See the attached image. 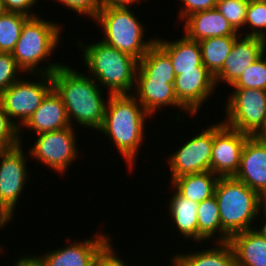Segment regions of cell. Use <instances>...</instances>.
I'll return each instance as SVG.
<instances>
[{
	"mask_svg": "<svg viewBox=\"0 0 266 266\" xmlns=\"http://www.w3.org/2000/svg\"><path fill=\"white\" fill-rule=\"evenodd\" d=\"M51 79L53 89L65 105L70 125L72 126L74 119L85 128L99 131L104 121L107 101L105 102L96 81L65 64L51 74Z\"/></svg>",
	"mask_w": 266,
	"mask_h": 266,
	"instance_id": "cell-1",
	"label": "cell"
},
{
	"mask_svg": "<svg viewBox=\"0 0 266 266\" xmlns=\"http://www.w3.org/2000/svg\"><path fill=\"white\" fill-rule=\"evenodd\" d=\"M150 115L131 94L109 95L100 132L108 136L133 168L144 141L145 120Z\"/></svg>",
	"mask_w": 266,
	"mask_h": 266,
	"instance_id": "cell-2",
	"label": "cell"
},
{
	"mask_svg": "<svg viewBox=\"0 0 266 266\" xmlns=\"http://www.w3.org/2000/svg\"><path fill=\"white\" fill-rule=\"evenodd\" d=\"M215 198L220 212L221 242H229L233 234L253 229L252 222L266 208V200L234 177L219 178Z\"/></svg>",
	"mask_w": 266,
	"mask_h": 266,
	"instance_id": "cell-3",
	"label": "cell"
},
{
	"mask_svg": "<svg viewBox=\"0 0 266 266\" xmlns=\"http://www.w3.org/2000/svg\"><path fill=\"white\" fill-rule=\"evenodd\" d=\"M81 44L79 47L83 48L85 65L93 73L92 78L95 77L98 85L109 88V95L133 93L138 59L106 45L101 40L87 46Z\"/></svg>",
	"mask_w": 266,
	"mask_h": 266,
	"instance_id": "cell-4",
	"label": "cell"
},
{
	"mask_svg": "<svg viewBox=\"0 0 266 266\" xmlns=\"http://www.w3.org/2000/svg\"><path fill=\"white\" fill-rule=\"evenodd\" d=\"M60 29L61 26L57 23L45 21V19L39 18L37 15L29 17L25 21L19 40L12 51V56L22 72L28 73L30 71V74L51 75L63 64L51 62L45 68H37L58 46L61 38Z\"/></svg>",
	"mask_w": 266,
	"mask_h": 266,
	"instance_id": "cell-5",
	"label": "cell"
},
{
	"mask_svg": "<svg viewBox=\"0 0 266 266\" xmlns=\"http://www.w3.org/2000/svg\"><path fill=\"white\" fill-rule=\"evenodd\" d=\"M95 20L103 30L101 40L106 45L127 53L140 60L155 44L156 38L148 41L144 38L143 25L131 12L129 6H108L101 8Z\"/></svg>",
	"mask_w": 266,
	"mask_h": 266,
	"instance_id": "cell-6",
	"label": "cell"
},
{
	"mask_svg": "<svg viewBox=\"0 0 266 266\" xmlns=\"http://www.w3.org/2000/svg\"><path fill=\"white\" fill-rule=\"evenodd\" d=\"M24 154V155H23ZM22 145L0 149V227L11 221L17 201L29 178Z\"/></svg>",
	"mask_w": 266,
	"mask_h": 266,
	"instance_id": "cell-7",
	"label": "cell"
},
{
	"mask_svg": "<svg viewBox=\"0 0 266 266\" xmlns=\"http://www.w3.org/2000/svg\"><path fill=\"white\" fill-rule=\"evenodd\" d=\"M225 105L227 115L223 123L253 136L266 119V90L234 89Z\"/></svg>",
	"mask_w": 266,
	"mask_h": 266,
	"instance_id": "cell-8",
	"label": "cell"
},
{
	"mask_svg": "<svg viewBox=\"0 0 266 266\" xmlns=\"http://www.w3.org/2000/svg\"><path fill=\"white\" fill-rule=\"evenodd\" d=\"M40 77H42L39 78L40 82H32L29 79L25 81L20 78L0 95L5 112L19 128V132H21V127L25 122L41 105L46 95L53 89L51 75L41 74ZM18 119H21L20 122H17Z\"/></svg>",
	"mask_w": 266,
	"mask_h": 266,
	"instance_id": "cell-9",
	"label": "cell"
},
{
	"mask_svg": "<svg viewBox=\"0 0 266 266\" xmlns=\"http://www.w3.org/2000/svg\"><path fill=\"white\" fill-rule=\"evenodd\" d=\"M74 131V128L69 126L37 134V141L29 151L30 156L63 175L78 155Z\"/></svg>",
	"mask_w": 266,
	"mask_h": 266,
	"instance_id": "cell-10",
	"label": "cell"
},
{
	"mask_svg": "<svg viewBox=\"0 0 266 266\" xmlns=\"http://www.w3.org/2000/svg\"><path fill=\"white\" fill-rule=\"evenodd\" d=\"M214 141V124L186 141L168 159L171 181L185 174L211 171V154Z\"/></svg>",
	"mask_w": 266,
	"mask_h": 266,
	"instance_id": "cell-11",
	"label": "cell"
},
{
	"mask_svg": "<svg viewBox=\"0 0 266 266\" xmlns=\"http://www.w3.org/2000/svg\"><path fill=\"white\" fill-rule=\"evenodd\" d=\"M249 134L226 124H214L211 172L219 177H234L240 166L243 147Z\"/></svg>",
	"mask_w": 266,
	"mask_h": 266,
	"instance_id": "cell-12",
	"label": "cell"
},
{
	"mask_svg": "<svg viewBox=\"0 0 266 266\" xmlns=\"http://www.w3.org/2000/svg\"><path fill=\"white\" fill-rule=\"evenodd\" d=\"M92 238L50 250L43 256L35 255V257L43 266H93L96 257L110 243V240L105 233L95 234Z\"/></svg>",
	"mask_w": 266,
	"mask_h": 266,
	"instance_id": "cell-13",
	"label": "cell"
},
{
	"mask_svg": "<svg viewBox=\"0 0 266 266\" xmlns=\"http://www.w3.org/2000/svg\"><path fill=\"white\" fill-rule=\"evenodd\" d=\"M216 85L214 76L208 70H188L176 75L174 89L179 103L195 116Z\"/></svg>",
	"mask_w": 266,
	"mask_h": 266,
	"instance_id": "cell-14",
	"label": "cell"
},
{
	"mask_svg": "<svg viewBox=\"0 0 266 266\" xmlns=\"http://www.w3.org/2000/svg\"><path fill=\"white\" fill-rule=\"evenodd\" d=\"M266 52V40L260 37H238L225 59L222 69L214 76L215 83L225 82L230 86Z\"/></svg>",
	"mask_w": 266,
	"mask_h": 266,
	"instance_id": "cell-15",
	"label": "cell"
},
{
	"mask_svg": "<svg viewBox=\"0 0 266 266\" xmlns=\"http://www.w3.org/2000/svg\"><path fill=\"white\" fill-rule=\"evenodd\" d=\"M266 200V144L249 136L242 150L240 166L234 176Z\"/></svg>",
	"mask_w": 266,
	"mask_h": 266,
	"instance_id": "cell-16",
	"label": "cell"
},
{
	"mask_svg": "<svg viewBox=\"0 0 266 266\" xmlns=\"http://www.w3.org/2000/svg\"><path fill=\"white\" fill-rule=\"evenodd\" d=\"M185 36L189 40L200 41L202 39L219 36H239L229 21L215 8L193 13L185 18Z\"/></svg>",
	"mask_w": 266,
	"mask_h": 266,
	"instance_id": "cell-17",
	"label": "cell"
},
{
	"mask_svg": "<svg viewBox=\"0 0 266 266\" xmlns=\"http://www.w3.org/2000/svg\"><path fill=\"white\" fill-rule=\"evenodd\" d=\"M66 108L61 97L52 89L41 105L22 126L32 129L36 134L57 131L69 127Z\"/></svg>",
	"mask_w": 266,
	"mask_h": 266,
	"instance_id": "cell-18",
	"label": "cell"
},
{
	"mask_svg": "<svg viewBox=\"0 0 266 266\" xmlns=\"http://www.w3.org/2000/svg\"><path fill=\"white\" fill-rule=\"evenodd\" d=\"M136 91L132 93L139 101L145 111L152 117L162 106L179 107L188 112L178 101L174 84L166 83V80L159 79H136ZM137 92V93H136Z\"/></svg>",
	"mask_w": 266,
	"mask_h": 266,
	"instance_id": "cell-19",
	"label": "cell"
},
{
	"mask_svg": "<svg viewBox=\"0 0 266 266\" xmlns=\"http://www.w3.org/2000/svg\"><path fill=\"white\" fill-rule=\"evenodd\" d=\"M169 57L175 75L180 71L207 70L202 62V52L198 41L189 40L185 35L177 41H164L156 38L155 42Z\"/></svg>",
	"mask_w": 266,
	"mask_h": 266,
	"instance_id": "cell-20",
	"label": "cell"
},
{
	"mask_svg": "<svg viewBox=\"0 0 266 266\" xmlns=\"http://www.w3.org/2000/svg\"><path fill=\"white\" fill-rule=\"evenodd\" d=\"M229 243L235 254V266H266V239L250 229L233 234Z\"/></svg>",
	"mask_w": 266,
	"mask_h": 266,
	"instance_id": "cell-21",
	"label": "cell"
},
{
	"mask_svg": "<svg viewBox=\"0 0 266 266\" xmlns=\"http://www.w3.org/2000/svg\"><path fill=\"white\" fill-rule=\"evenodd\" d=\"M219 176L211 171L202 173L185 174L174 178L172 187L183 197L201 203L215 195V188Z\"/></svg>",
	"mask_w": 266,
	"mask_h": 266,
	"instance_id": "cell-22",
	"label": "cell"
},
{
	"mask_svg": "<svg viewBox=\"0 0 266 266\" xmlns=\"http://www.w3.org/2000/svg\"><path fill=\"white\" fill-rule=\"evenodd\" d=\"M219 246H218V245ZM215 248L173 256V266H235V254L229 242H219ZM218 246V247H217Z\"/></svg>",
	"mask_w": 266,
	"mask_h": 266,
	"instance_id": "cell-23",
	"label": "cell"
},
{
	"mask_svg": "<svg viewBox=\"0 0 266 266\" xmlns=\"http://www.w3.org/2000/svg\"><path fill=\"white\" fill-rule=\"evenodd\" d=\"M173 194L169 204V215H171L173 223L186 239L193 238V241L198 242L197 209L199 203L181 196L176 190Z\"/></svg>",
	"mask_w": 266,
	"mask_h": 266,
	"instance_id": "cell-24",
	"label": "cell"
},
{
	"mask_svg": "<svg viewBox=\"0 0 266 266\" xmlns=\"http://www.w3.org/2000/svg\"><path fill=\"white\" fill-rule=\"evenodd\" d=\"M175 77L170 57L156 43L139 60L136 79H159L174 84Z\"/></svg>",
	"mask_w": 266,
	"mask_h": 266,
	"instance_id": "cell-25",
	"label": "cell"
},
{
	"mask_svg": "<svg viewBox=\"0 0 266 266\" xmlns=\"http://www.w3.org/2000/svg\"><path fill=\"white\" fill-rule=\"evenodd\" d=\"M238 37L219 36L199 41L203 65L213 76L222 69L225 59L230 54L234 42Z\"/></svg>",
	"mask_w": 266,
	"mask_h": 266,
	"instance_id": "cell-26",
	"label": "cell"
},
{
	"mask_svg": "<svg viewBox=\"0 0 266 266\" xmlns=\"http://www.w3.org/2000/svg\"><path fill=\"white\" fill-rule=\"evenodd\" d=\"M197 210L198 241L210 239L216 233L220 234L217 243L221 242L220 212L215 195L199 203Z\"/></svg>",
	"mask_w": 266,
	"mask_h": 266,
	"instance_id": "cell-27",
	"label": "cell"
},
{
	"mask_svg": "<svg viewBox=\"0 0 266 266\" xmlns=\"http://www.w3.org/2000/svg\"><path fill=\"white\" fill-rule=\"evenodd\" d=\"M28 18L29 16L17 12H6L0 16V52L12 53Z\"/></svg>",
	"mask_w": 266,
	"mask_h": 266,
	"instance_id": "cell-28",
	"label": "cell"
},
{
	"mask_svg": "<svg viewBox=\"0 0 266 266\" xmlns=\"http://www.w3.org/2000/svg\"><path fill=\"white\" fill-rule=\"evenodd\" d=\"M266 54L246 68L241 76L231 85L234 89H263L266 90Z\"/></svg>",
	"mask_w": 266,
	"mask_h": 266,
	"instance_id": "cell-29",
	"label": "cell"
},
{
	"mask_svg": "<svg viewBox=\"0 0 266 266\" xmlns=\"http://www.w3.org/2000/svg\"><path fill=\"white\" fill-rule=\"evenodd\" d=\"M252 28L244 36L260 37L266 40V0H249L245 25Z\"/></svg>",
	"mask_w": 266,
	"mask_h": 266,
	"instance_id": "cell-30",
	"label": "cell"
},
{
	"mask_svg": "<svg viewBox=\"0 0 266 266\" xmlns=\"http://www.w3.org/2000/svg\"><path fill=\"white\" fill-rule=\"evenodd\" d=\"M248 3L249 0H218L215 9L239 32L245 27Z\"/></svg>",
	"mask_w": 266,
	"mask_h": 266,
	"instance_id": "cell-31",
	"label": "cell"
},
{
	"mask_svg": "<svg viewBox=\"0 0 266 266\" xmlns=\"http://www.w3.org/2000/svg\"><path fill=\"white\" fill-rule=\"evenodd\" d=\"M22 133L19 128L11 121L5 112L0 98V149L13 148L21 144Z\"/></svg>",
	"mask_w": 266,
	"mask_h": 266,
	"instance_id": "cell-32",
	"label": "cell"
},
{
	"mask_svg": "<svg viewBox=\"0 0 266 266\" xmlns=\"http://www.w3.org/2000/svg\"><path fill=\"white\" fill-rule=\"evenodd\" d=\"M22 70L10 52H0V95L20 78L17 77Z\"/></svg>",
	"mask_w": 266,
	"mask_h": 266,
	"instance_id": "cell-33",
	"label": "cell"
},
{
	"mask_svg": "<svg viewBox=\"0 0 266 266\" xmlns=\"http://www.w3.org/2000/svg\"><path fill=\"white\" fill-rule=\"evenodd\" d=\"M57 2L62 3L64 6L76 11L81 15H88L91 19H94L101 5L99 0H56Z\"/></svg>",
	"mask_w": 266,
	"mask_h": 266,
	"instance_id": "cell-34",
	"label": "cell"
},
{
	"mask_svg": "<svg viewBox=\"0 0 266 266\" xmlns=\"http://www.w3.org/2000/svg\"><path fill=\"white\" fill-rule=\"evenodd\" d=\"M217 1L218 0H182L181 2L184 3V8H182V10L180 9L179 16L183 21L193 13L214 9Z\"/></svg>",
	"mask_w": 266,
	"mask_h": 266,
	"instance_id": "cell-35",
	"label": "cell"
},
{
	"mask_svg": "<svg viewBox=\"0 0 266 266\" xmlns=\"http://www.w3.org/2000/svg\"><path fill=\"white\" fill-rule=\"evenodd\" d=\"M113 249V245L109 243L96 257L93 266H126L124 261L116 256Z\"/></svg>",
	"mask_w": 266,
	"mask_h": 266,
	"instance_id": "cell-36",
	"label": "cell"
},
{
	"mask_svg": "<svg viewBox=\"0 0 266 266\" xmlns=\"http://www.w3.org/2000/svg\"><path fill=\"white\" fill-rule=\"evenodd\" d=\"M38 0H3L7 12H17L29 17L36 16L30 13L31 7H34ZM34 5V6H33Z\"/></svg>",
	"mask_w": 266,
	"mask_h": 266,
	"instance_id": "cell-37",
	"label": "cell"
},
{
	"mask_svg": "<svg viewBox=\"0 0 266 266\" xmlns=\"http://www.w3.org/2000/svg\"><path fill=\"white\" fill-rule=\"evenodd\" d=\"M141 0H99L101 8L108 7V6H132L136 2L139 3ZM146 1V0H145Z\"/></svg>",
	"mask_w": 266,
	"mask_h": 266,
	"instance_id": "cell-38",
	"label": "cell"
},
{
	"mask_svg": "<svg viewBox=\"0 0 266 266\" xmlns=\"http://www.w3.org/2000/svg\"><path fill=\"white\" fill-rule=\"evenodd\" d=\"M15 266H43L41 262L35 256H24L14 263Z\"/></svg>",
	"mask_w": 266,
	"mask_h": 266,
	"instance_id": "cell-39",
	"label": "cell"
},
{
	"mask_svg": "<svg viewBox=\"0 0 266 266\" xmlns=\"http://www.w3.org/2000/svg\"><path fill=\"white\" fill-rule=\"evenodd\" d=\"M257 140L266 144V119L259 130L253 135Z\"/></svg>",
	"mask_w": 266,
	"mask_h": 266,
	"instance_id": "cell-40",
	"label": "cell"
},
{
	"mask_svg": "<svg viewBox=\"0 0 266 266\" xmlns=\"http://www.w3.org/2000/svg\"><path fill=\"white\" fill-rule=\"evenodd\" d=\"M262 213H263V216H265V220H263L265 222L263 223V226H261L262 228L260 230L259 229H256V230L266 239V208L263 209Z\"/></svg>",
	"mask_w": 266,
	"mask_h": 266,
	"instance_id": "cell-41",
	"label": "cell"
},
{
	"mask_svg": "<svg viewBox=\"0 0 266 266\" xmlns=\"http://www.w3.org/2000/svg\"><path fill=\"white\" fill-rule=\"evenodd\" d=\"M7 12L3 0H0V16L4 15Z\"/></svg>",
	"mask_w": 266,
	"mask_h": 266,
	"instance_id": "cell-42",
	"label": "cell"
}]
</instances>
